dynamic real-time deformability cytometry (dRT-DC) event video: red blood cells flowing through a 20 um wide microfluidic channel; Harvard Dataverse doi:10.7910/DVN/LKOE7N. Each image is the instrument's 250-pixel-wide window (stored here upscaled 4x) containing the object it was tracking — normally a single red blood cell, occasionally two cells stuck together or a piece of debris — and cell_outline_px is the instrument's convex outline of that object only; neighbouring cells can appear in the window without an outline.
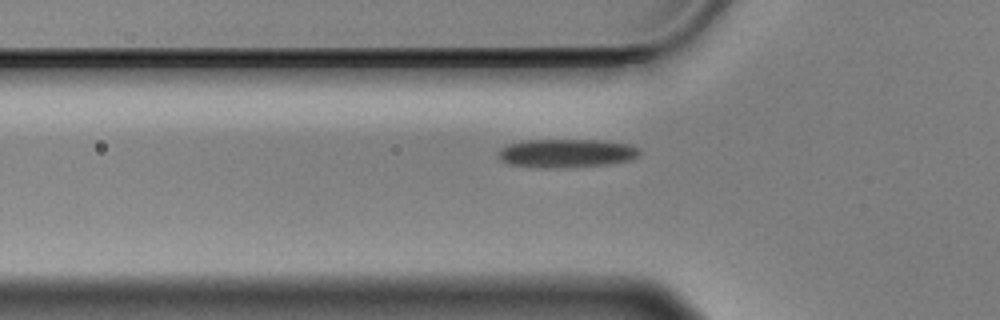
{"species": "Egyptian fruit bat (a non-hibernating species)", "species_latin": "Rousettus aegyptiacus", "temperature_condition": "cold", "stored_images_in_passage": 42, "camera_frame_rate_fps": 3000, "um_per_image_px": 0.085, "animal": {"sex": "male"}, "frame": {"image": 1, "passage_image": 9, "time_ms": 2.667, "image_size_px": [1000, 320], "cell_outline_px": [[640, 156], [632, 160], [612, 164], [556, 168], [544, 168], [508, 164], [500, 160], [496, 156], [496, 152], [500, 148], [508, 144], [528, 140], [600, 140], [628, 144], [640, 148]], "centroid_in_image_um": [48.15, 13.03], "position_along_channel_um": 77.7, "area_um2": 23.87}}
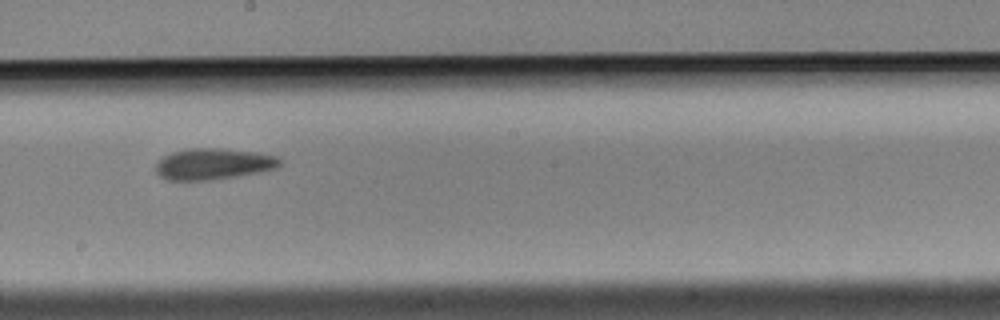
{"frame": {"image": 2, "passage_image": 22, "time_ms": 7.0, "image_size_px": [1000, 320], "cell_outline_px": [[280, 164], [276, 168], [260, 172], [212, 180], [168, 180], [160, 176], [156, 172], [156, 160], [172, 152], [188, 148], [220, 148], [260, 152], [276, 156], [280, 160]], "centroid_in_image_um": [18.12, 13.93], "position_along_channel_um": 230.1, "area_um2": 22.72}}
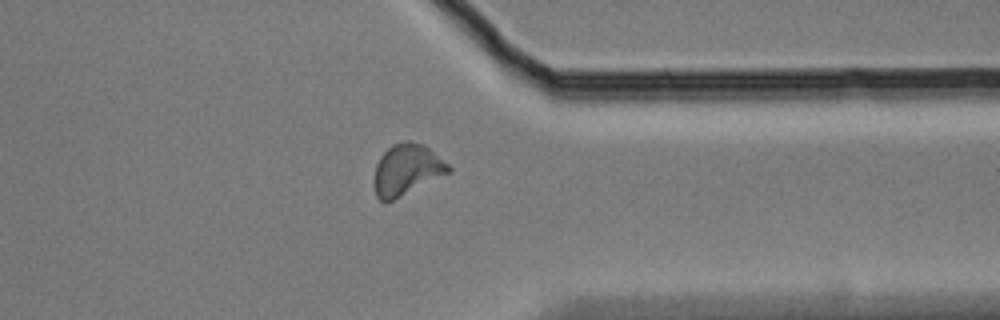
{"frame": {"image": 3, "passage_image": 35, "time_ms": 11.333, "image_size_px": [1000, 320], "cell_outline_px": [[452, 172], [384, 204], [376, 196], [372, 184], [372, 176], [376, 164], [380, 156], [392, 144], [404, 140], [408, 140], [424, 144], [448, 164], [452, 168]], "centroid_in_image_um": [34.53, 14.43], "position_along_channel_um": 376.9, "area_um2": 22.6}}